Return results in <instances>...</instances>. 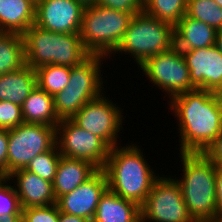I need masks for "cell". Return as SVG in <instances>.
Instances as JSON below:
<instances>
[{
    "instance_id": "6da1fadb",
    "label": "cell",
    "mask_w": 222,
    "mask_h": 222,
    "mask_svg": "<svg viewBox=\"0 0 222 222\" xmlns=\"http://www.w3.org/2000/svg\"><path fill=\"white\" fill-rule=\"evenodd\" d=\"M168 103L178 121L180 153H203L222 132L218 93L195 89Z\"/></svg>"
},
{
    "instance_id": "7a4b0ae2",
    "label": "cell",
    "mask_w": 222,
    "mask_h": 222,
    "mask_svg": "<svg viewBox=\"0 0 222 222\" xmlns=\"http://www.w3.org/2000/svg\"><path fill=\"white\" fill-rule=\"evenodd\" d=\"M130 144L110 148L103 170L111 192L141 207L160 176L150 168L139 145Z\"/></svg>"
},
{
    "instance_id": "3957f363",
    "label": "cell",
    "mask_w": 222,
    "mask_h": 222,
    "mask_svg": "<svg viewBox=\"0 0 222 222\" xmlns=\"http://www.w3.org/2000/svg\"><path fill=\"white\" fill-rule=\"evenodd\" d=\"M180 186L189 214L195 222L217 217L215 175L217 167L204 153H180ZM179 178V179H178Z\"/></svg>"
},
{
    "instance_id": "277c9868",
    "label": "cell",
    "mask_w": 222,
    "mask_h": 222,
    "mask_svg": "<svg viewBox=\"0 0 222 222\" xmlns=\"http://www.w3.org/2000/svg\"><path fill=\"white\" fill-rule=\"evenodd\" d=\"M22 35L26 65L34 70L49 64L73 67L91 55L79 34L55 33L33 24Z\"/></svg>"
},
{
    "instance_id": "5b68a950",
    "label": "cell",
    "mask_w": 222,
    "mask_h": 222,
    "mask_svg": "<svg viewBox=\"0 0 222 222\" xmlns=\"http://www.w3.org/2000/svg\"><path fill=\"white\" fill-rule=\"evenodd\" d=\"M134 14L109 9L100 5L83 10L79 35L91 55L111 59L121 43Z\"/></svg>"
},
{
    "instance_id": "8992f818",
    "label": "cell",
    "mask_w": 222,
    "mask_h": 222,
    "mask_svg": "<svg viewBox=\"0 0 222 222\" xmlns=\"http://www.w3.org/2000/svg\"><path fill=\"white\" fill-rule=\"evenodd\" d=\"M107 58L90 55L81 64L71 67L69 83L54 95V108L60 120L71 119L87 102L105 94L101 66Z\"/></svg>"
},
{
    "instance_id": "52a82bcc",
    "label": "cell",
    "mask_w": 222,
    "mask_h": 222,
    "mask_svg": "<svg viewBox=\"0 0 222 222\" xmlns=\"http://www.w3.org/2000/svg\"><path fill=\"white\" fill-rule=\"evenodd\" d=\"M174 46V26L146 14L134 15L124 37L113 53L132 56L140 66L147 58L165 52Z\"/></svg>"
},
{
    "instance_id": "ba28073f",
    "label": "cell",
    "mask_w": 222,
    "mask_h": 222,
    "mask_svg": "<svg viewBox=\"0 0 222 222\" xmlns=\"http://www.w3.org/2000/svg\"><path fill=\"white\" fill-rule=\"evenodd\" d=\"M138 69L152 82V86L172 99L174 96L193 91L196 88L190 80V72L182 51L176 46L147 58Z\"/></svg>"
},
{
    "instance_id": "9c48e42d",
    "label": "cell",
    "mask_w": 222,
    "mask_h": 222,
    "mask_svg": "<svg viewBox=\"0 0 222 222\" xmlns=\"http://www.w3.org/2000/svg\"><path fill=\"white\" fill-rule=\"evenodd\" d=\"M141 222H195L173 176H160L140 207Z\"/></svg>"
},
{
    "instance_id": "30bf717a",
    "label": "cell",
    "mask_w": 222,
    "mask_h": 222,
    "mask_svg": "<svg viewBox=\"0 0 222 222\" xmlns=\"http://www.w3.org/2000/svg\"><path fill=\"white\" fill-rule=\"evenodd\" d=\"M56 144V128L50 125L22 123L8 130V175L25 168L37 155Z\"/></svg>"
},
{
    "instance_id": "8fae6325",
    "label": "cell",
    "mask_w": 222,
    "mask_h": 222,
    "mask_svg": "<svg viewBox=\"0 0 222 222\" xmlns=\"http://www.w3.org/2000/svg\"><path fill=\"white\" fill-rule=\"evenodd\" d=\"M117 104L102 94L81 107L71 120L113 148L120 145L118 133L123 128L122 121H125L123 109Z\"/></svg>"
},
{
    "instance_id": "7c38bea8",
    "label": "cell",
    "mask_w": 222,
    "mask_h": 222,
    "mask_svg": "<svg viewBox=\"0 0 222 222\" xmlns=\"http://www.w3.org/2000/svg\"><path fill=\"white\" fill-rule=\"evenodd\" d=\"M56 146L61 156L86 160L103 169L110 147L98 136L80 128L71 119H61L56 127Z\"/></svg>"
},
{
    "instance_id": "4fadbf2b",
    "label": "cell",
    "mask_w": 222,
    "mask_h": 222,
    "mask_svg": "<svg viewBox=\"0 0 222 222\" xmlns=\"http://www.w3.org/2000/svg\"><path fill=\"white\" fill-rule=\"evenodd\" d=\"M84 8L76 0H40L34 25L55 33L79 34Z\"/></svg>"
},
{
    "instance_id": "5bb4252c",
    "label": "cell",
    "mask_w": 222,
    "mask_h": 222,
    "mask_svg": "<svg viewBox=\"0 0 222 222\" xmlns=\"http://www.w3.org/2000/svg\"><path fill=\"white\" fill-rule=\"evenodd\" d=\"M108 189V180L103 169L72 192L60 196L56 205L60 212L80 216L92 222L100 197Z\"/></svg>"
},
{
    "instance_id": "9a60e30c",
    "label": "cell",
    "mask_w": 222,
    "mask_h": 222,
    "mask_svg": "<svg viewBox=\"0 0 222 222\" xmlns=\"http://www.w3.org/2000/svg\"><path fill=\"white\" fill-rule=\"evenodd\" d=\"M196 89L219 93L222 91V54L215 45L182 51Z\"/></svg>"
},
{
    "instance_id": "2e32d148",
    "label": "cell",
    "mask_w": 222,
    "mask_h": 222,
    "mask_svg": "<svg viewBox=\"0 0 222 222\" xmlns=\"http://www.w3.org/2000/svg\"><path fill=\"white\" fill-rule=\"evenodd\" d=\"M7 177L15 181L12 182L22 209L56 203L52 182L42 179L24 168L13 171Z\"/></svg>"
},
{
    "instance_id": "e0dca14e",
    "label": "cell",
    "mask_w": 222,
    "mask_h": 222,
    "mask_svg": "<svg viewBox=\"0 0 222 222\" xmlns=\"http://www.w3.org/2000/svg\"><path fill=\"white\" fill-rule=\"evenodd\" d=\"M98 170L95 165L86 160L61 156L52 183L56 200L60 196L72 192Z\"/></svg>"
},
{
    "instance_id": "ac0fdd59",
    "label": "cell",
    "mask_w": 222,
    "mask_h": 222,
    "mask_svg": "<svg viewBox=\"0 0 222 222\" xmlns=\"http://www.w3.org/2000/svg\"><path fill=\"white\" fill-rule=\"evenodd\" d=\"M217 31L204 22L184 15L174 26V46L181 51L215 45Z\"/></svg>"
},
{
    "instance_id": "d6986e66",
    "label": "cell",
    "mask_w": 222,
    "mask_h": 222,
    "mask_svg": "<svg viewBox=\"0 0 222 222\" xmlns=\"http://www.w3.org/2000/svg\"><path fill=\"white\" fill-rule=\"evenodd\" d=\"M92 222H141L140 206L107 189L100 197Z\"/></svg>"
},
{
    "instance_id": "ffe728a7",
    "label": "cell",
    "mask_w": 222,
    "mask_h": 222,
    "mask_svg": "<svg viewBox=\"0 0 222 222\" xmlns=\"http://www.w3.org/2000/svg\"><path fill=\"white\" fill-rule=\"evenodd\" d=\"M32 0H0V32L23 34L35 22Z\"/></svg>"
},
{
    "instance_id": "44dd1931",
    "label": "cell",
    "mask_w": 222,
    "mask_h": 222,
    "mask_svg": "<svg viewBox=\"0 0 222 222\" xmlns=\"http://www.w3.org/2000/svg\"><path fill=\"white\" fill-rule=\"evenodd\" d=\"M36 86V71L27 65L18 71L0 75V101L22 106Z\"/></svg>"
},
{
    "instance_id": "7402d4cb",
    "label": "cell",
    "mask_w": 222,
    "mask_h": 222,
    "mask_svg": "<svg viewBox=\"0 0 222 222\" xmlns=\"http://www.w3.org/2000/svg\"><path fill=\"white\" fill-rule=\"evenodd\" d=\"M21 109L24 123L50 125L56 128L60 122L54 108V96L38 86L23 102Z\"/></svg>"
},
{
    "instance_id": "603a6c76",
    "label": "cell",
    "mask_w": 222,
    "mask_h": 222,
    "mask_svg": "<svg viewBox=\"0 0 222 222\" xmlns=\"http://www.w3.org/2000/svg\"><path fill=\"white\" fill-rule=\"evenodd\" d=\"M26 65L22 34L0 32V75L18 71Z\"/></svg>"
},
{
    "instance_id": "cb8c5ba5",
    "label": "cell",
    "mask_w": 222,
    "mask_h": 222,
    "mask_svg": "<svg viewBox=\"0 0 222 222\" xmlns=\"http://www.w3.org/2000/svg\"><path fill=\"white\" fill-rule=\"evenodd\" d=\"M35 71L37 86L54 96L69 83L71 67L49 64L41 66L35 69Z\"/></svg>"
},
{
    "instance_id": "d4e9b609",
    "label": "cell",
    "mask_w": 222,
    "mask_h": 222,
    "mask_svg": "<svg viewBox=\"0 0 222 222\" xmlns=\"http://www.w3.org/2000/svg\"><path fill=\"white\" fill-rule=\"evenodd\" d=\"M187 0H144L143 11L175 26L186 14Z\"/></svg>"
},
{
    "instance_id": "484cf974",
    "label": "cell",
    "mask_w": 222,
    "mask_h": 222,
    "mask_svg": "<svg viewBox=\"0 0 222 222\" xmlns=\"http://www.w3.org/2000/svg\"><path fill=\"white\" fill-rule=\"evenodd\" d=\"M185 15L222 30V7L214 0H187Z\"/></svg>"
},
{
    "instance_id": "4316f807",
    "label": "cell",
    "mask_w": 222,
    "mask_h": 222,
    "mask_svg": "<svg viewBox=\"0 0 222 222\" xmlns=\"http://www.w3.org/2000/svg\"><path fill=\"white\" fill-rule=\"evenodd\" d=\"M60 158L61 154L55 144L50 150L34 157L24 169L53 183Z\"/></svg>"
},
{
    "instance_id": "83f0119b",
    "label": "cell",
    "mask_w": 222,
    "mask_h": 222,
    "mask_svg": "<svg viewBox=\"0 0 222 222\" xmlns=\"http://www.w3.org/2000/svg\"><path fill=\"white\" fill-rule=\"evenodd\" d=\"M9 181L7 176L0 177V215H22L19 197Z\"/></svg>"
},
{
    "instance_id": "f1b7e54d",
    "label": "cell",
    "mask_w": 222,
    "mask_h": 222,
    "mask_svg": "<svg viewBox=\"0 0 222 222\" xmlns=\"http://www.w3.org/2000/svg\"><path fill=\"white\" fill-rule=\"evenodd\" d=\"M22 222H59V209L55 204L22 209Z\"/></svg>"
},
{
    "instance_id": "f546056e",
    "label": "cell",
    "mask_w": 222,
    "mask_h": 222,
    "mask_svg": "<svg viewBox=\"0 0 222 222\" xmlns=\"http://www.w3.org/2000/svg\"><path fill=\"white\" fill-rule=\"evenodd\" d=\"M24 123L20 105L0 101V129H12Z\"/></svg>"
},
{
    "instance_id": "4dcf8cb0",
    "label": "cell",
    "mask_w": 222,
    "mask_h": 222,
    "mask_svg": "<svg viewBox=\"0 0 222 222\" xmlns=\"http://www.w3.org/2000/svg\"><path fill=\"white\" fill-rule=\"evenodd\" d=\"M96 5L137 15L143 12L144 0H96Z\"/></svg>"
},
{
    "instance_id": "1f68e13d",
    "label": "cell",
    "mask_w": 222,
    "mask_h": 222,
    "mask_svg": "<svg viewBox=\"0 0 222 222\" xmlns=\"http://www.w3.org/2000/svg\"><path fill=\"white\" fill-rule=\"evenodd\" d=\"M0 175L8 176V130L0 129Z\"/></svg>"
},
{
    "instance_id": "d6a6232c",
    "label": "cell",
    "mask_w": 222,
    "mask_h": 222,
    "mask_svg": "<svg viewBox=\"0 0 222 222\" xmlns=\"http://www.w3.org/2000/svg\"><path fill=\"white\" fill-rule=\"evenodd\" d=\"M203 153L216 167H222V132Z\"/></svg>"
},
{
    "instance_id": "836d02e7",
    "label": "cell",
    "mask_w": 222,
    "mask_h": 222,
    "mask_svg": "<svg viewBox=\"0 0 222 222\" xmlns=\"http://www.w3.org/2000/svg\"><path fill=\"white\" fill-rule=\"evenodd\" d=\"M217 215L222 216V167H217L215 175Z\"/></svg>"
},
{
    "instance_id": "e575fe53",
    "label": "cell",
    "mask_w": 222,
    "mask_h": 222,
    "mask_svg": "<svg viewBox=\"0 0 222 222\" xmlns=\"http://www.w3.org/2000/svg\"><path fill=\"white\" fill-rule=\"evenodd\" d=\"M59 222H91L80 216L70 215L59 211Z\"/></svg>"
},
{
    "instance_id": "d590c367",
    "label": "cell",
    "mask_w": 222,
    "mask_h": 222,
    "mask_svg": "<svg viewBox=\"0 0 222 222\" xmlns=\"http://www.w3.org/2000/svg\"><path fill=\"white\" fill-rule=\"evenodd\" d=\"M0 222H22V215H0Z\"/></svg>"
},
{
    "instance_id": "8d00e7d4",
    "label": "cell",
    "mask_w": 222,
    "mask_h": 222,
    "mask_svg": "<svg viewBox=\"0 0 222 222\" xmlns=\"http://www.w3.org/2000/svg\"><path fill=\"white\" fill-rule=\"evenodd\" d=\"M215 46L222 54V30L217 31Z\"/></svg>"
},
{
    "instance_id": "74e56055",
    "label": "cell",
    "mask_w": 222,
    "mask_h": 222,
    "mask_svg": "<svg viewBox=\"0 0 222 222\" xmlns=\"http://www.w3.org/2000/svg\"><path fill=\"white\" fill-rule=\"evenodd\" d=\"M76 1L81 3L84 7L92 6L96 4V0H76Z\"/></svg>"
},
{
    "instance_id": "f35d334b",
    "label": "cell",
    "mask_w": 222,
    "mask_h": 222,
    "mask_svg": "<svg viewBox=\"0 0 222 222\" xmlns=\"http://www.w3.org/2000/svg\"><path fill=\"white\" fill-rule=\"evenodd\" d=\"M206 222H222V216L211 218L210 220H207Z\"/></svg>"
},
{
    "instance_id": "ab89813d",
    "label": "cell",
    "mask_w": 222,
    "mask_h": 222,
    "mask_svg": "<svg viewBox=\"0 0 222 222\" xmlns=\"http://www.w3.org/2000/svg\"><path fill=\"white\" fill-rule=\"evenodd\" d=\"M219 97V104H220V110H221V116H222V96Z\"/></svg>"
},
{
    "instance_id": "60d3db41",
    "label": "cell",
    "mask_w": 222,
    "mask_h": 222,
    "mask_svg": "<svg viewBox=\"0 0 222 222\" xmlns=\"http://www.w3.org/2000/svg\"><path fill=\"white\" fill-rule=\"evenodd\" d=\"M219 7H222V0H214Z\"/></svg>"
},
{
    "instance_id": "b9f144b4",
    "label": "cell",
    "mask_w": 222,
    "mask_h": 222,
    "mask_svg": "<svg viewBox=\"0 0 222 222\" xmlns=\"http://www.w3.org/2000/svg\"><path fill=\"white\" fill-rule=\"evenodd\" d=\"M218 96H222V91L218 93Z\"/></svg>"
}]
</instances>
